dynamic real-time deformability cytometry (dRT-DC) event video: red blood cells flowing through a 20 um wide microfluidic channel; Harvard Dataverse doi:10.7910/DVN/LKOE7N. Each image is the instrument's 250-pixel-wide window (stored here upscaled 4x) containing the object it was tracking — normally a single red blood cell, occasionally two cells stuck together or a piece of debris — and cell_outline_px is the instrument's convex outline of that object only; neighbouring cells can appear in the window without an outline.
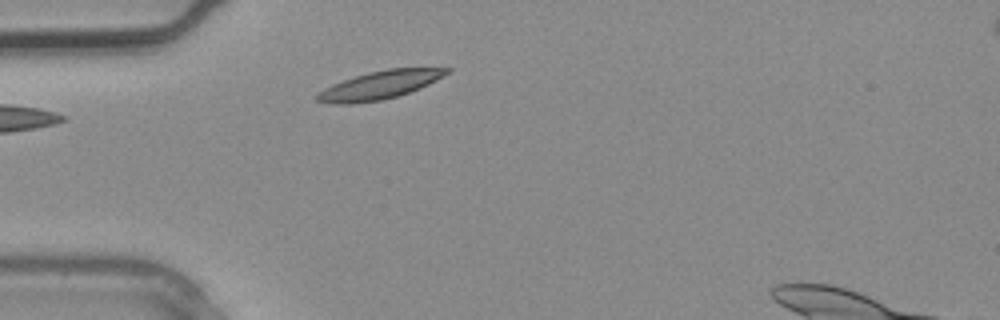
{"species": "common noctule bat (a hibernating species)", "species_latin": "Nyctalus noctula", "temperature_condition": "warm", "stored_images_in_passage": 1, "camera_frame_rate_fps": 3000, "um_per_image_px": 0.085, "animal": {"sex": "male", "body_mass_g": 20.4}, "frame": {"image": 1, "passage_image": 1, "time_ms": 0.0, "image_size_px": [1000, 320], "cell_outline_px": [[452, 72], [420, 88], [396, 96], [380, 100], [352, 104], [332, 104], [316, 100], [316, 92], [332, 84], [368, 72], [388, 68], [452, 68]], "centroid_in_image_um": [32.26, 7.23], "position_along_channel_um": 52.7, "area_um2": 21.21}}